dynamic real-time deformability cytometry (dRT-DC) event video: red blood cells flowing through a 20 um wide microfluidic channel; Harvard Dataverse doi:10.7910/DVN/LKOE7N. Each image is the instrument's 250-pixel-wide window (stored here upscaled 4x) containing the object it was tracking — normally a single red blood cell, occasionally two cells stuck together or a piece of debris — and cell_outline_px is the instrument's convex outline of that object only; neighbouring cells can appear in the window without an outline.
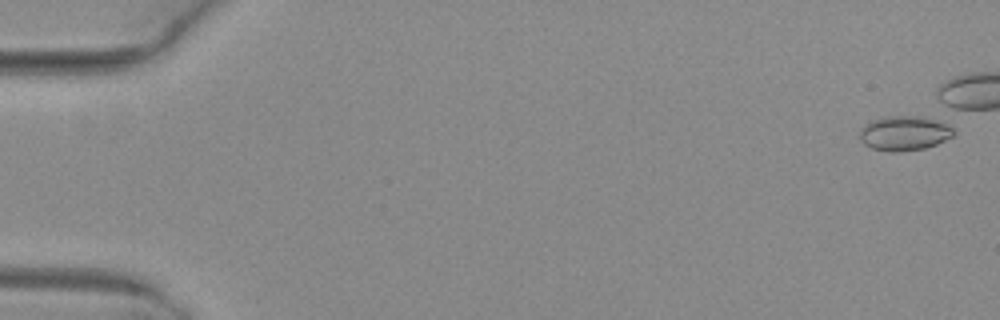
{"species": "common noctule bat (a hibernating species)", "species_latin": "Nyctalus noctula", "temperature_condition": "warm", "stored_images_in_passage": 11, "camera_frame_rate_fps": 3000, "um_per_image_px": 0.085, "animal": {"sex": "female", "body_mass_g": 29.2, "forearm_length_mm": 56.3}, "frame": {"image": 1, "passage_image": 2, "time_ms": 0.333, "image_size_px": [1000, 320], "cell_outline_px": [[956, 132], [952, 136], [936, 144], [924, 148], [896, 152], [888, 152], [872, 148], [864, 144], [860, 140], [860, 132], [872, 120], [888, 116], [924, 116], [948, 124]], "centroid_in_image_um": [76.89, 11.32], "position_along_channel_um": 8.1, "area_um2": 18.79}}